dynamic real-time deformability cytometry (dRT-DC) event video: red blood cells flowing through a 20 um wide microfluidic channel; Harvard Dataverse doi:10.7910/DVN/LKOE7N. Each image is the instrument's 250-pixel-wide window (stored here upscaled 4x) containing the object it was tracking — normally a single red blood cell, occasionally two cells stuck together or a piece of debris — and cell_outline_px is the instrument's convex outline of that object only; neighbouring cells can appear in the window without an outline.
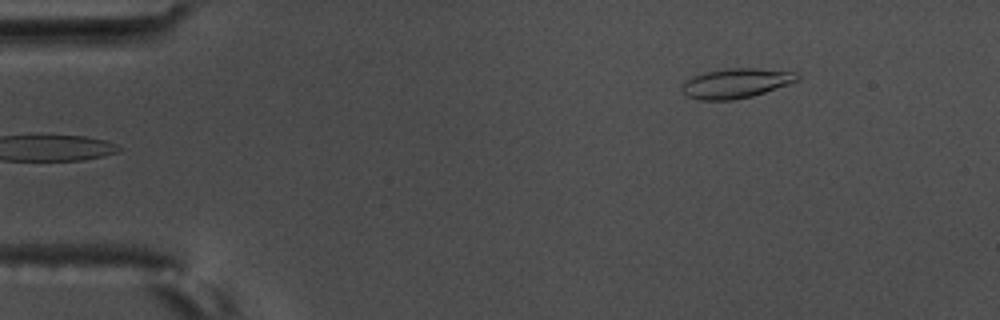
{"species": "common noctule bat (a hibernating species)", "species_latin": "Nyctalus noctula", "temperature_condition": "warm", "stored_images_in_passage": 4, "camera_frame_rate_fps": 3000, "um_per_image_px": 0.085, "animal": {"sex": "male", "body_mass_g": 17.5, "forearm_length_mm": 52.3}, "frame": {"image": 1, "passage_image": 4, "time_ms": 1.0, "image_size_px": [1000, 320], "cell_outline_px": [[800, 80], [752, 96], [732, 100], [700, 100], [688, 96], [680, 88], [684, 80], [692, 76], [708, 72], [728, 68], [756, 68], [796, 72], [800, 76]], "centroid_in_image_um": [62.55, 7.07], "position_along_channel_um": 22.4, "area_um2": 19.88}}